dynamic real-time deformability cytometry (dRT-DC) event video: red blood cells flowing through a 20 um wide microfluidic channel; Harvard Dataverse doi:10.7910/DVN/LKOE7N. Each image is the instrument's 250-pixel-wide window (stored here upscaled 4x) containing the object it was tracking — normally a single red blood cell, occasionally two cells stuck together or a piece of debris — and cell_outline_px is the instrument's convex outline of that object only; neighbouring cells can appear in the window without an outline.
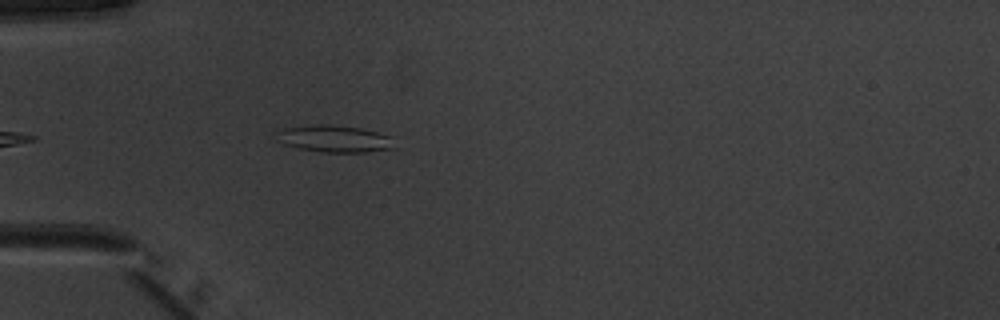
{"species": "common noctule bat (a hibernating species)", "species_latin": "Nyctalus noctula", "temperature_condition": "warm", "stored_images_in_passage": 35, "camera_frame_rate_fps": 3000, "um_per_image_px": 0.085, "animal": {"sex": "male", "body_mass_g": 20.1, "forearm_length_mm": 53.5}, "frame": {"image": 1, "passage_image": 1, "time_ms": 0.0, "image_size_px": [1000, 320], "cell_outline_px": [[400, 148], [364, 152], [320, 152], [300, 148], [284, 144], [276, 140], [276, 132], [284, 128], [320, 124], [332, 124], [360, 128], [376, 132], [388, 136]], "centroid_in_image_um": [28.45, 11.8], "position_along_channel_um": 56.6, "area_um2": 18.61}}
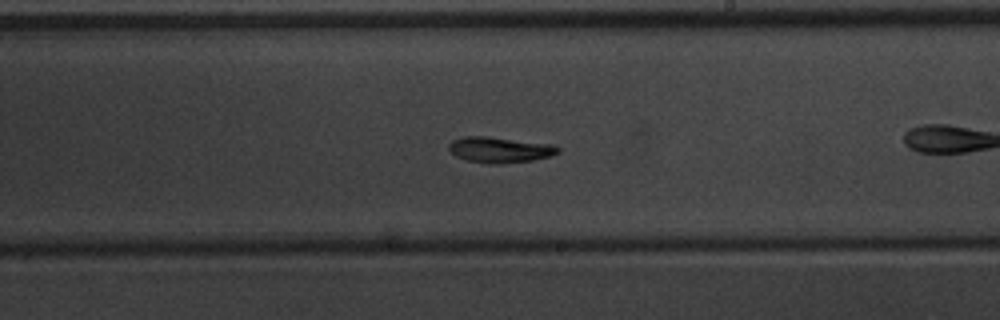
{"frame": {"image": 2, "passage_image": 13, "time_ms": 4.0, "image_size_px": [1000, 320], "cell_outline_px": [[560, 152], [552, 156], [532, 160], [500, 164], [492, 164], [468, 160], [456, 156], [448, 148], [448, 144], [452, 140], [464, 136], [484, 136], [552, 144], [560, 148]], "centroid_in_image_um": [42.5, 12.73], "position_along_channel_um": 246.5, "area_um2": 16.3}}
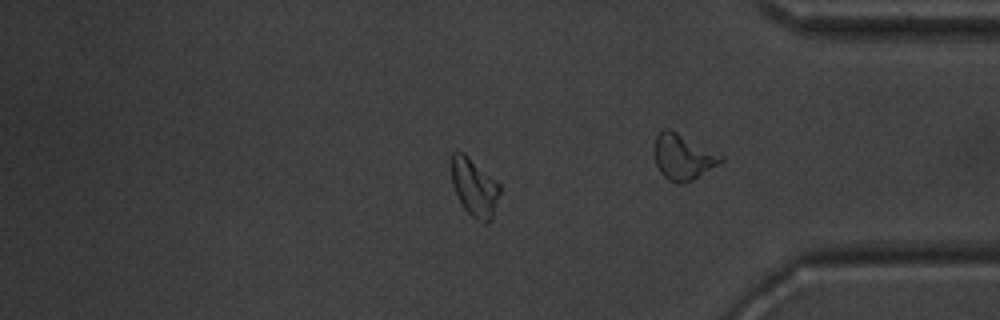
{"frame": {"image": 3, "passage_image": 26, "time_ms": 8.333, "image_size_px": [1000, 320], "cell_outline_px": [[500, 192], [492, 220], [488, 224], [484, 224], [476, 220], [464, 208], [452, 184], [452, 152], [464, 152], [500, 184]], "centroid_in_image_um": [40.35, 15.96], "position_along_channel_um": 394.8, "area_um2": 16.3}, "authors_computed_cell_mechanics": {"area_um2": 16.1262, "velocity_mm_per_s": 3.9502, "shape_relaxation_time_tau1_ms": 1.8539, "shape_relaxation_time_tau2_ms": 5.4959, "deformation_change_tau1": 0.1069, "deformation_change_tau2": 0.1009}}